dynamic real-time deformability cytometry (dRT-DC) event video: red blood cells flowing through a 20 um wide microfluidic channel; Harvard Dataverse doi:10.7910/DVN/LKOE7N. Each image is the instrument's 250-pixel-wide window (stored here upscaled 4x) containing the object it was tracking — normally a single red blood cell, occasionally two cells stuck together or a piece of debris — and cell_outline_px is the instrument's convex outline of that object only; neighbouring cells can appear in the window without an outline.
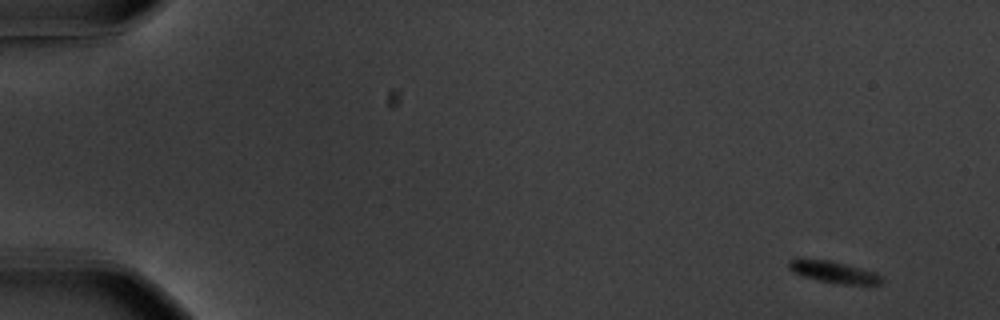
{"species": "common noctule bat (a hibernating species)", "species_latin": "Nyctalus noctula", "temperature_condition": "warm", "stored_images_in_passage": 15, "camera_frame_rate_fps": 3000, "um_per_image_px": 0.085, "animal": {"sex": "male", "body_mass_g": 20.1, "forearm_length_mm": 53.5}, "frame": {"image": 1, "passage_image": 1, "time_ms": 0.0, "image_size_px": [1000, 320], "cell_outline_px": [[884, 280], [880, 284], [844, 284], [820, 280], [804, 276], [788, 268], [788, 260], [796, 256], [800, 256], [828, 260], [848, 264], [876, 272]], "centroid_in_image_um": [70.82, 23.06], "position_along_channel_um": 14.2, "area_um2": 11.96}}